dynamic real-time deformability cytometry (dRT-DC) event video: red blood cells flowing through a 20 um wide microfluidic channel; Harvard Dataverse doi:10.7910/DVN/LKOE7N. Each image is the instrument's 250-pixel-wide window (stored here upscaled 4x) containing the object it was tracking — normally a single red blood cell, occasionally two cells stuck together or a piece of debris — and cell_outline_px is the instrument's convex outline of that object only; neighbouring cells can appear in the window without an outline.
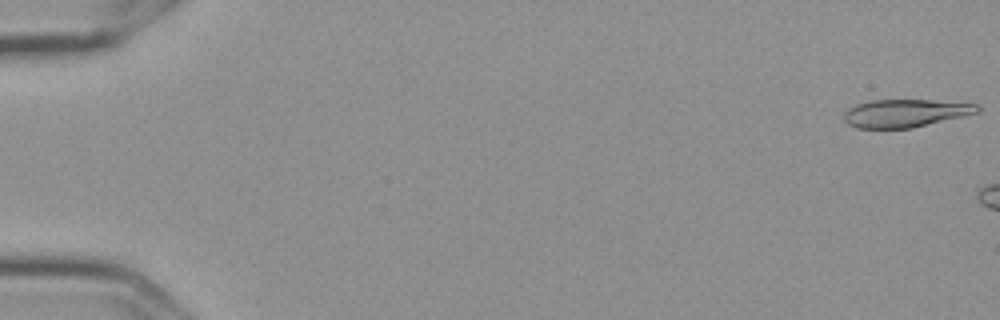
{"species": "Egyptian fruit bat (a non-hibernating species)", "species_latin": "Rousettus aegyptiacus", "temperature_condition": "cold", "stored_images_in_passage": 3, "camera_frame_rate_fps": 3000, "um_per_image_px": 0.085, "frame": {"image": 1, "passage_image": 1, "time_ms": 0.0, "image_size_px": [1000, 320], "cell_outline_px": [[980, 112], [964, 116], [912, 128], [856, 128], [848, 124], [844, 120], [844, 112], [848, 108], [856, 104], [868, 100], [932, 100], [980, 104]], "centroid_in_image_um": [76.96, 9.61], "position_along_channel_um": 8.0, "area_um2": 21.85}}